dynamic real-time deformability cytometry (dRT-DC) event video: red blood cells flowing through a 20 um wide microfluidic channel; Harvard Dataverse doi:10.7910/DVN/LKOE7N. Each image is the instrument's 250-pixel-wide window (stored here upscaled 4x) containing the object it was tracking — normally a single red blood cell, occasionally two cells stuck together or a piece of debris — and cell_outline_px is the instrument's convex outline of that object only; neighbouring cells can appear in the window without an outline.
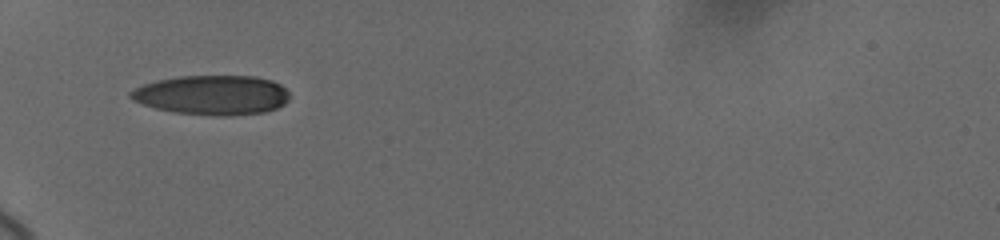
{"species": "human", "species_latin": "Homo sapiens", "temperature_condition": "cold", "stored_images_in_passage": 47, "camera_frame_rate_fps": 3000, "um_per_image_px": 0.085, "donor": {"sex": "female"}, "frame": {"image": 1, "passage_image": 1, "time_ms": 0.0, "image_size_px": [1000, 240], "cell_outline_px": [[288, 100], [284, 104], [276, 108], [264, 112], [232, 116], [212, 116], [172, 112], [156, 108], [132, 100], [128, 96], [128, 92], [144, 84], [156, 80], [180, 76], [256, 76], [272, 80], [280, 84], [288, 92]], "centroid_in_image_um": [18.03, 8.08], "position_along_channel_um": 67.0, "area_um2": 36.88}}
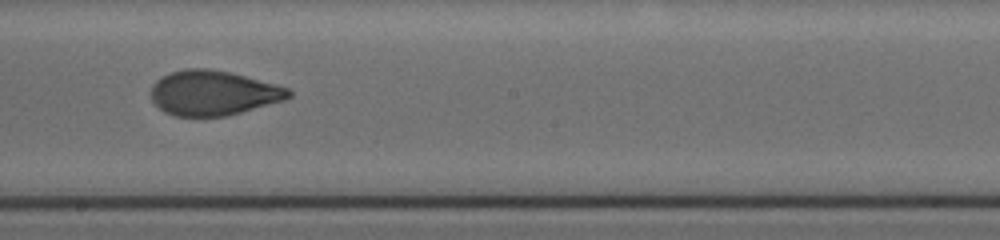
{"frame": {"image": 2, "passage_image": 25, "time_ms": 4.667, "image_size_px": [1000, 240], "cell_outline_px": [[292, 96], [284, 100], [228, 116], [176, 116], [164, 112], [152, 100], [152, 84], [160, 76], [184, 68], [208, 68], [232, 72], [276, 84], [288, 88], [292, 92]], "centroid_in_image_um": [18.13, 7.89], "position_along_channel_um": 230.1, "area_um2": 36.13}}
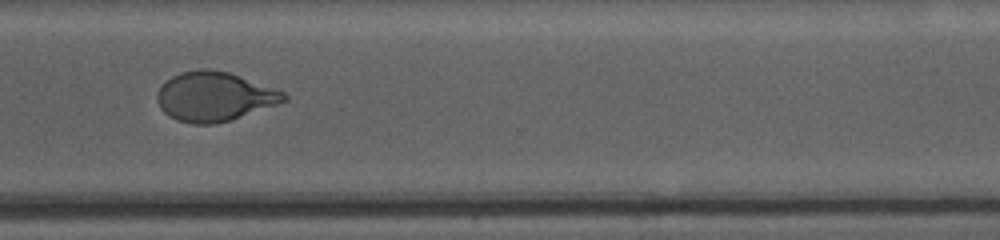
{"frame": {"image": 3, "passage_image": 46, "time_ms": 8.0, "image_size_px": [1000, 240], "cell_outline_px": [[288, 100], [228, 120], [212, 124], [192, 124], [176, 120], [164, 112], [160, 108], [156, 100], [156, 92], [160, 84], [164, 80], [180, 72], [200, 68], [208, 68], [228, 72], [284, 92], [288, 96]], "centroid_in_image_um": [18.14, 8.19], "position_along_channel_um": 352.5, "area_um2": 36.3}}